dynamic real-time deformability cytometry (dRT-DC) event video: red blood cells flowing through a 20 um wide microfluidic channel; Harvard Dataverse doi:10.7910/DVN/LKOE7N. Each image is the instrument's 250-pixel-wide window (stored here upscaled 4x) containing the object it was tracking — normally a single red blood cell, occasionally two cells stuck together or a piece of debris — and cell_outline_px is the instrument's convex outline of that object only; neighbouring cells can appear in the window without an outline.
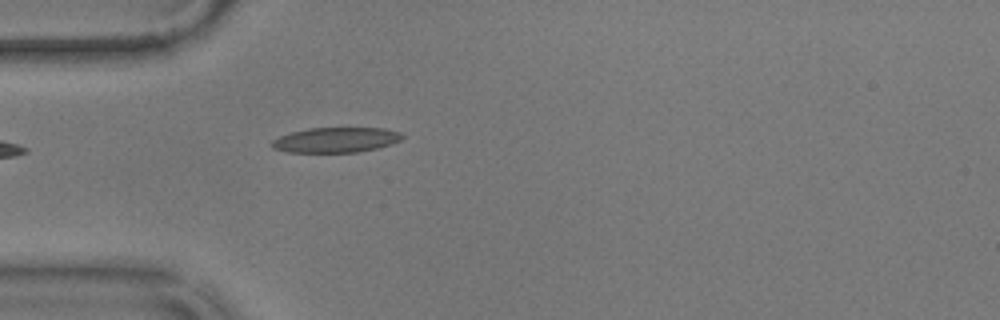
{"species": "common noctule bat (a hibernating species)", "species_latin": "Nyctalus noctula", "temperature_condition": "warm", "stored_images_in_passage": 41, "camera_frame_rate_fps": 3000, "um_per_image_px": 0.085, "animal": {"sex": "male", "body_mass_g": 17.9}, "frame": {"image": 1, "passage_image": 1, "time_ms": 0.0, "image_size_px": [1000, 320], "cell_outline_px": [[404, 136], [400, 140], [392, 144], [376, 148], [356, 152], [288, 152], [272, 148], [268, 144], [272, 140], [280, 136], [292, 132], [308, 128], [384, 128], [400, 132]], "centroid_in_image_um": [28.52, 11.89], "position_along_channel_um": 56.5, "area_um2": 19.07}}
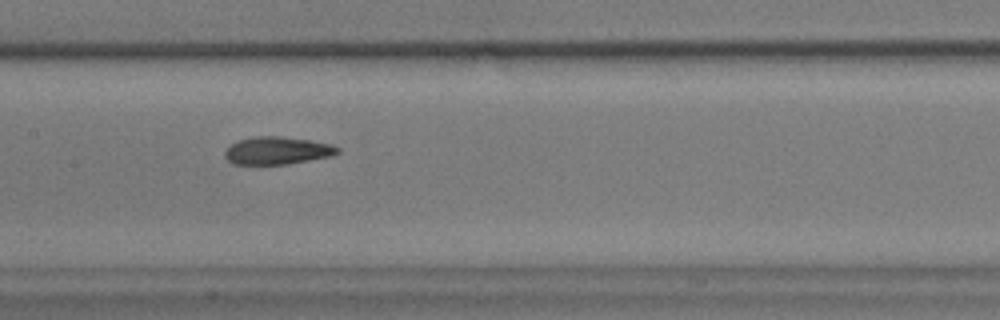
{"frame": {"image": 2, "passage_image": 12, "time_ms": 3.667, "image_size_px": [1000, 320], "cell_outline_px": [[340, 152], [332, 156], [288, 164], [232, 164], [224, 156], [224, 152], [236, 140], [256, 136], [280, 136], [312, 140], [332, 144], [340, 148]], "centroid_in_image_um": [23.59, 12.79], "position_along_channel_um": 183.8, "area_um2": 18.32}}
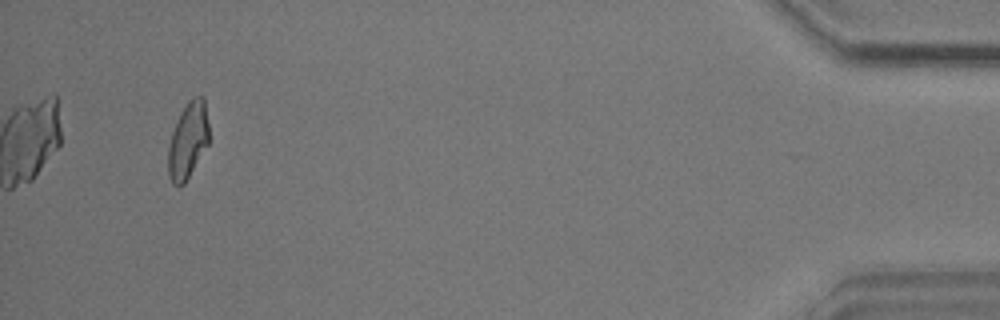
{"frame": {"image": 3, "passage_image": 38, "time_ms": 12.333, "image_size_px": [1000, 320], "cell_outline_px": [[208, 144], [184, 184], [180, 188], [172, 184], [168, 176], [168, 148], [172, 132], [176, 120], [180, 112], [188, 100], [192, 96], [204, 96], [208, 124]], "centroid_in_image_um": [15.96, 11.94], "position_along_channel_um": 419.2, "area_um2": 18.26}, "authors_computed_cell_mechanics": {"area_um2": 18.5538, "velocity_mm_per_s": 3.5794, "shape_relaxation_time_tau1_ms": 7.1267, "shape_relaxation_time_tau2_ms": 2.2659, "deformation_change_tau1": 0.1777, "deformation_change_tau2": 0.088}}